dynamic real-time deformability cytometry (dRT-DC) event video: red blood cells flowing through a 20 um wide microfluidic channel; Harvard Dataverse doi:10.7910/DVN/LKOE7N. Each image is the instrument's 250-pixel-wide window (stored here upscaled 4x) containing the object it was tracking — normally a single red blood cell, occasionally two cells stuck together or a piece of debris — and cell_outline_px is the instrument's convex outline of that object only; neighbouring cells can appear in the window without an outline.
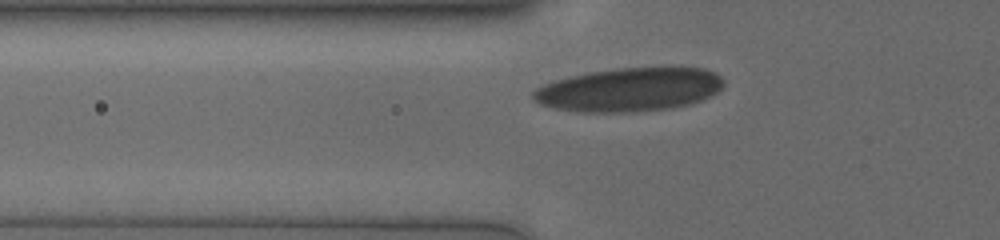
{"species": "human", "species_latin": "Homo sapiens", "temperature_condition": "cold", "stored_images_in_passage": 30, "camera_frame_rate_fps": 3000, "um_per_image_px": 0.085, "donor": {"sex": "male"}, "frame": {"image": 1, "passage_image": 2, "time_ms": 0.333, "image_size_px": [1000, 240], "cell_outline_px": [[724, 84], [712, 96], [688, 104], [672, 108], [632, 112], [576, 112], [556, 108], [540, 104], [532, 96], [532, 92], [536, 88], [552, 80], [568, 76], [588, 72], [616, 68], [704, 68], [716, 72], [724, 80]], "centroid_in_image_um": [53.48, 7.62], "position_along_channel_um": 72.3, "area_um2": 48.55}}
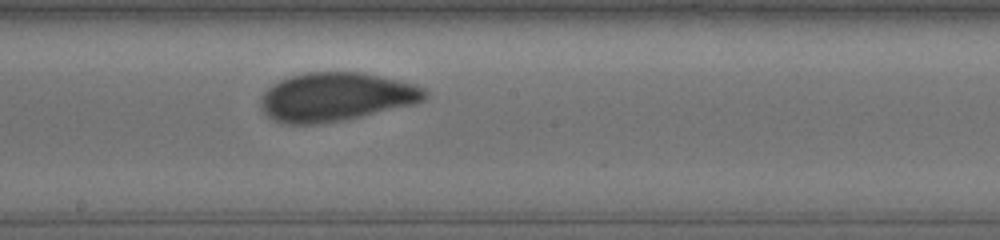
{"frame": {"image": 2, "passage_image": 14, "time_ms": 4.333, "image_size_px": [1000, 240], "cell_outline_px": [[428, 96], [424, 100], [416, 104], [344, 120], [316, 124], [288, 124], [276, 120], [268, 116], [260, 108], [260, 96], [272, 84], [288, 76], [304, 72], [364, 72], [412, 84], [424, 88], [428, 92]], "centroid_in_image_um": [28.54, 8.23], "position_along_channel_um": 219.7, "area_um2": 46.7}}
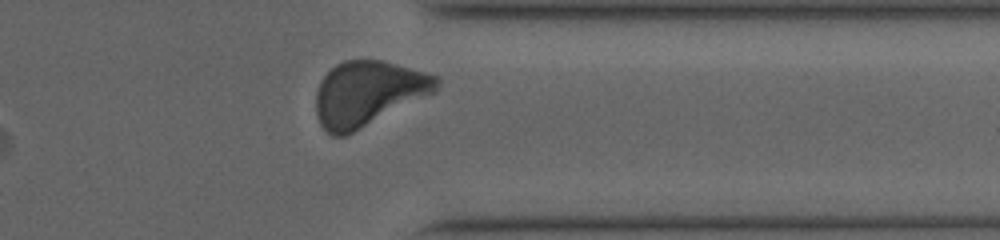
{"frame": {"image": 3, "passage_image": 27, "time_ms": 8.667, "image_size_px": [1000, 240], "cell_outline_px": [[440, 84], [436, 92], [344, 136], [332, 136], [320, 124], [316, 112], [316, 92], [320, 80], [336, 64], [344, 60], [380, 60], [396, 64], [440, 76]], "centroid_in_image_um": [31.29, 7.93], "position_along_channel_um": 380.1, "area_um2": 45.37}, "authors_computed_cell_mechanics": {"area_um2": 45.951, "velocity_mm_per_s": 3.7366, "shape_relaxation_time_tau1_ms": 5.1419, "shape_relaxation_time_tau2_ms": null, "deformation_change_tau1": 0.1341, "deformation_change_tau2": null}}